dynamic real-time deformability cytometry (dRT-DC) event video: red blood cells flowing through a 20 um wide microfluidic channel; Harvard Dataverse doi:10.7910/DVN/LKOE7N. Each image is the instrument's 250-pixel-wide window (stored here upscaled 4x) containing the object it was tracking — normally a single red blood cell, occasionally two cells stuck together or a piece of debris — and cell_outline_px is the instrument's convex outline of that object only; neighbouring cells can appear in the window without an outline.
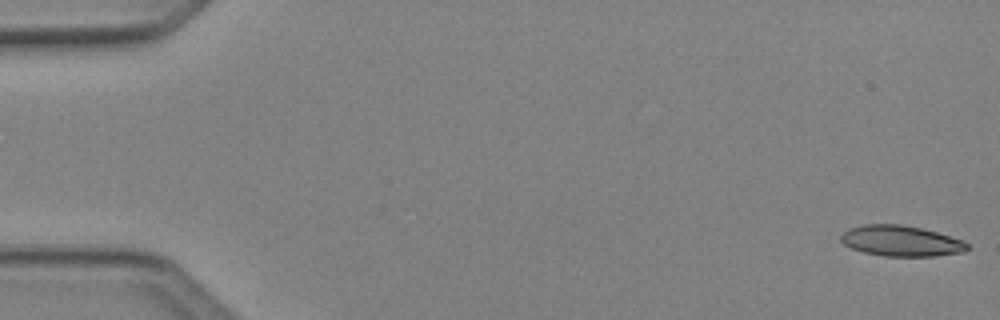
{"species": "Egyptian fruit bat (a non-hibernating species)", "species_latin": "Rousettus aegyptiacus", "temperature_condition": "cold", "stored_images_in_passage": 5, "camera_frame_rate_fps": 3000, "um_per_image_px": 0.085, "animal": {"sex": "female"}, "frame": {"image": 1, "passage_image": 1, "time_ms": 0.0, "image_size_px": [1000, 320], "cell_outline_px": [[968, 248], [964, 252], [936, 256], [884, 256], [864, 252], [852, 248], [844, 244], [840, 240], [840, 236], [848, 228], [864, 224], [900, 224], [920, 228], [936, 232], [964, 240], [968, 244]], "centroid_in_image_um": [76.59, 20.48], "position_along_channel_um": 8.4, "area_um2": 22.6}}
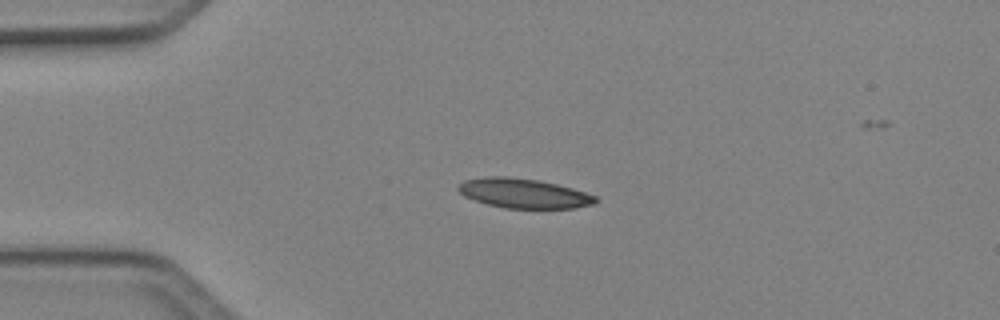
{"frame": {"image": 2, "passage_image": 4, "time_ms": 1.0, "image_size_px": [1000, 320], "cell_outline_px": [[600, 200], [596, 204], [576, 208], [504, 208], [488, 204], [464, 196], [456, 188], [464, 180], [484, 176], [504, 176], [536, 180], [556, 184], [572, 188], [596, 196]], "centroid_in_image_um": [44.54, 16.43], "position_along_channel_um": 40.5, "area_um2": 23.64}}